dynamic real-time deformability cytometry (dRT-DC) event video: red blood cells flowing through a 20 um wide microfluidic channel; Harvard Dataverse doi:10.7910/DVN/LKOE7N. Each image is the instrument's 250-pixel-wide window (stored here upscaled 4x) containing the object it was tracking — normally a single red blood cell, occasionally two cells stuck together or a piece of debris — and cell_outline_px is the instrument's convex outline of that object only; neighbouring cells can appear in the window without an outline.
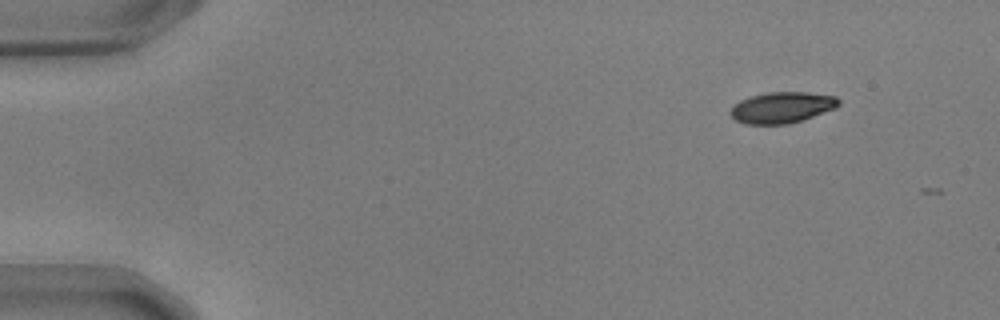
{"species": "common noctule bat (a hibernating species)", "species_latin": "Nyctalus noctula", "temperature_condition": "warm", "stored_images_in_passage": 3, "camera_frame_rate_fps": 3000, "um_per_image_px": 0.085, "animal": {"sex": "male", "body_mass_g": 17.9, "forearm_length_mm": 54.2}, "frame": {"image": 1, "passage_image": 1, "time_ms": 0.0, "image_size_px": [1000, 320], "cell_outline_px": [[840, 104], [836, 108], [788, 124], [744, 124], [736, 120], [728, 112], [740, 100], [748, 96], [768, 92], [808, 92], [836, 96], [840, 100]], "centroid_in_image_um": [66.46, 9.12], "position_along_channel_um": 18.5, "area_um2": 19.59}}